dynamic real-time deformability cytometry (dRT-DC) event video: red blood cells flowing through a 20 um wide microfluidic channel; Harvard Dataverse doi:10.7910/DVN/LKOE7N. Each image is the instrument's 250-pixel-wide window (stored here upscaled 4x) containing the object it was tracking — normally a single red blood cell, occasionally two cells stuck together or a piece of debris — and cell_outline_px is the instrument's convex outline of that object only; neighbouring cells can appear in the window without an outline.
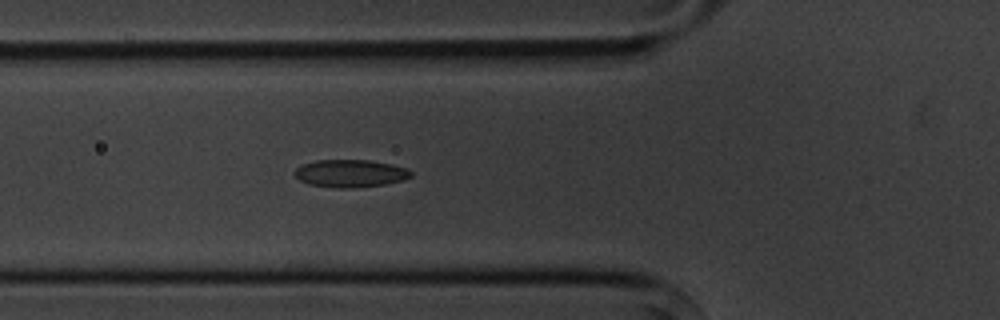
{"species": "common noctule bat (a hibernating species)", "species_latin": "Nyctalus noctula", "temperature_condition": "cold", "stored_images_in_passage": 6, "camera_frame_rate_fps": 3000, "um_per_image_px": 0.085, "animal": {"sex": "male", "body_mass_g": 20.1, "forearm_length_mm": 53.5}, "frame": {"image": 1, "passage_image": 6, "time_ms": 6.0, "image_size_px": [1000, 320], "cell_outline_px": [[412, 176], [404, 180], [384, 184], [352, 188], [336, 188], [308, 184], [300, 180], [292, 172], [296, 168], [304, 164], [316, 160], [368, 160], [392, 164], [408, 168], [412, 172]], "centroid_in_image_um": [29.79, 14.74], "position_along_channel_um": 96.0, "area_um2": 18.79}}